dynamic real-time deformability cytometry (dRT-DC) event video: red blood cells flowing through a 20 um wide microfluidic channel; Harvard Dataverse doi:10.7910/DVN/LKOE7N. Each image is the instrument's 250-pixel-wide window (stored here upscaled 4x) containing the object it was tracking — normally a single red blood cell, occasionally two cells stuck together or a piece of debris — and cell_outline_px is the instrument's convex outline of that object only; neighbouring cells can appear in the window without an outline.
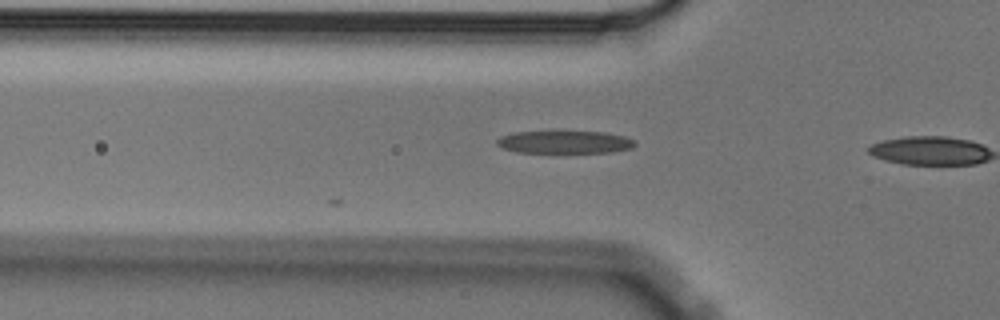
{"species": "Egyptian fruit bat (a non-hibernating species)", "species_latin": "Rousettus aegyptiacus", "temperature_condition": "cold", "stored_images_in_passage": 5, "camera_frame_rate_fps": 3000, "um_per_image_px": 0.085, "animal": {"sex": "male"}, "frame": {"image": 1, "passage_image": 4, "time_ms": 1.0, "image_size_px": [1000, 320], "cell_outline_px": [[636, 144], [632, 148], [612, 152], [516, 152], [504, 148], [496, 144], [496, 140], [500, 136], [516, 132], [604, 132], [624, 136], [636, 140]], "centroid_in_image_um": [48.02, 12.08], "position_along_channel_um": 77.8, "area_um2": 18.03}}